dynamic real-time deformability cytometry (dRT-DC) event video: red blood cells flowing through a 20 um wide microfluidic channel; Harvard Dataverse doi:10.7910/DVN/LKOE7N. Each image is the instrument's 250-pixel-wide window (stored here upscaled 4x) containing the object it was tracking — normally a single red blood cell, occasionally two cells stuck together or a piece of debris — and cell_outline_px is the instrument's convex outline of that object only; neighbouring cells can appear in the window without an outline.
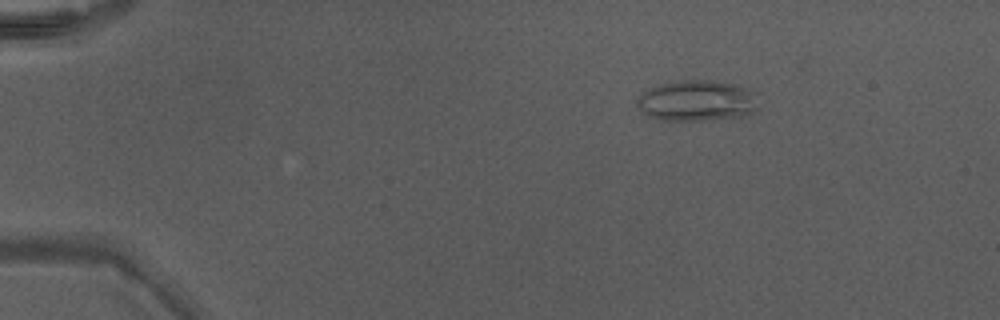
{"species": "Egyptian fruit bat (a non-hibernating species)", "species_latin": "Rousettus aegyptiacus", "temperature_condition": "warm", "stored_images_in_passage": 49, "camera_frame_rate_fps": 3000, "um_per_image_px": 0.085, "animal": {"sex": "male"}, "frame": {"image": 1, "passage_image": 9, "time_ms": 2.667, "image_size_px": [1000, 320], "cell_outline_px": [[756, 108], [752, 112], [740, 116], [708, 120], [664, 120], [648, 116], [636, 104], [636, 96], [648, 88], [656, 84], [672, 80], [708, 80], [736, 84], [756, 92]], "centroid_in_image_um": [59.18, 8.53], "position_along_channel_um": 25.8, "area_um2": 29.13}}
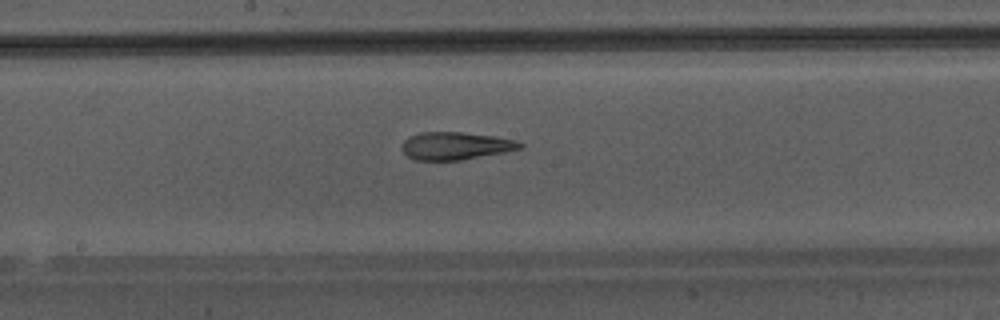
{"frame": {"image": 2, "passage_image": 28, "time_ms": 9.0, "image_size_px": [1000, 320], "cell_outline_px": [[524, 148], [504, 152], [460, 160], [416, 160], [408, 156], [400, 148], [400, 144], [408, 136], [420, 132], [460, 132], [492, 136], [516, 140], [524, 144]], "centroid_in_image_um": [38.69, 12.39], "position_along_channel_um": 209.5, "area_um2": 19.07}}
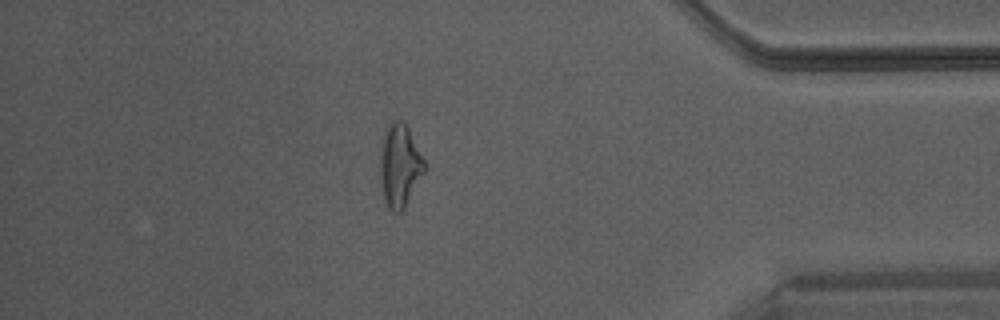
{"frame": {"image": 3, "passage_image": 43, "time_ms": 14.0, "image_size_px": [1000, 320], "cell_outline_px": [[424, 172], [404, 208], [400, 212], [392, 212], [388, 208], [384, 200], [384, 136], [392, 120], [404, 120], [424, 160]], "centroid_in_image_um": [34.06, 14.09], "position_along_channel_um": 401.1, "area_um2": 19.71}}